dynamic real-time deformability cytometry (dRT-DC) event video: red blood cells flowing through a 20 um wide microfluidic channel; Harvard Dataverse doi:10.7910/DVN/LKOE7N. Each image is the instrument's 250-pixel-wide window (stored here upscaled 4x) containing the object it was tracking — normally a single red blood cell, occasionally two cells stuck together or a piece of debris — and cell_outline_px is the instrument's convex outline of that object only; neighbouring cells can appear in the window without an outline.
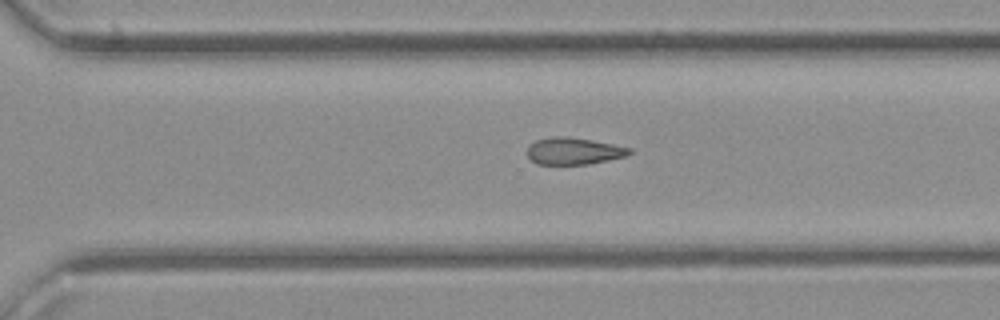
{"species": "common noctule bat (a hibernating species)", "species_latin": "Nyctalus noctula", "temperature_condition": "cold", "stored_images_in_passage": 21, "segment_of_instrument_passage": [2, 2], "camera_frame_rate_fps": 3000, "um_per_image_px": 0.085, "animal": {"sex": "female", "body_mass_g": 21.9}, "frame": {"image": 1, "passage_image": 21, "time_ms": 6.667, "image_size_px": [1000, 320], "cell_outline_px": [[632, 152], [628, 156], [588, 164], [536, 164], [528, 156], [528, 144], [536, 140], [552, 136], [568, 136], [592, 140], [632, 148]], "centroid_in_image_um": [48.77, 12.83], "position_along_channel_um": 321.8, "area_um2": 16.13}}